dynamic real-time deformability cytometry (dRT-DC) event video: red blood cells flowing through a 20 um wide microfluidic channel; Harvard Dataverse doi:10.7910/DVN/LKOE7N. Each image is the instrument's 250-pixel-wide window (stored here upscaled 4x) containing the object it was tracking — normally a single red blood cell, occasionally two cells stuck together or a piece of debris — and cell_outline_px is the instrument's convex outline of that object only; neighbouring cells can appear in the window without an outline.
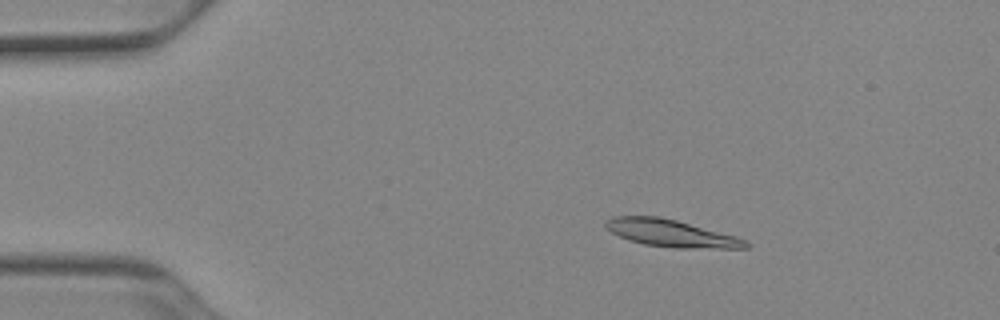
{"species": "Egyptian fruit bat (a non-hibernating species)", "species_latin": "Rousettus aegyptiacus", "temperature_condition": "cold", "stored_images_in_passage": 52, "camera_frame_rate_fps": 3000, "um_per_image_px": 0.085, "animal": {"sex": "female"}, "frame": {"image": 1, "passage_image": 9, "time_ms": 2.667, "image_size_px": [1000, 320], "cell_outline_px": [[752, 244], [748, 248], [672, 248], [644, 244], [628, 240], [612, 232], [604, 224], [604, 220], [612, 216], [660, 216], [676, 220], [736, 236]], "centroid_in_image_um": [57.03, 19.82], "position_along_channel_um": 28.0, "area_um2": 22.2}}
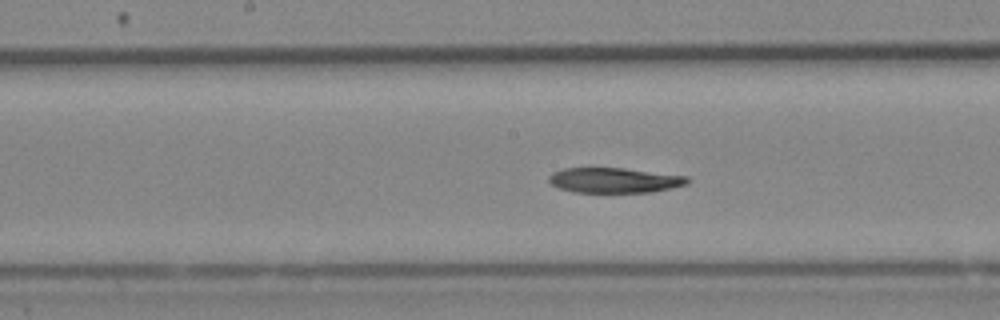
{"frame": {"image": 2, "passage_image": 27, "time_ms": 8.667, "image_size_px": [1000, 320], "cell_outline_px": [[692, 180], [688, 184], [672, 188], [652, 192], [576, 192], [560, 188], [552, 184], [548, 180], [548, 176], [552, 172], [564, 168], [624, 168], [688, 176]], "centroid_in_image_um": [52.27, 15.32], "position_along_channel_um": 195.9, "area_um2": 20.35}}
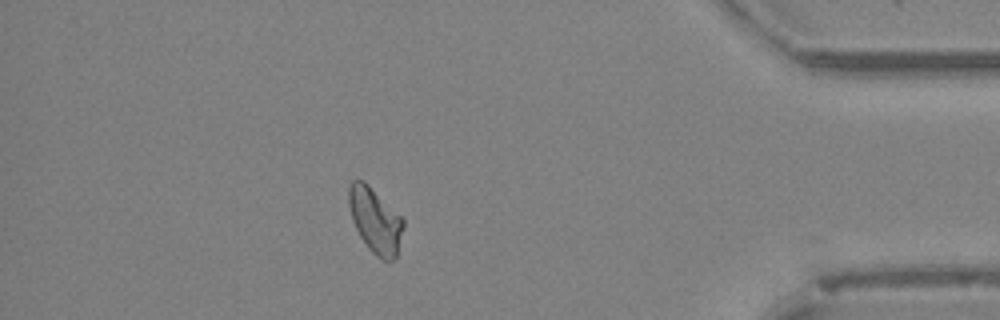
{"frame": {"image": 3, "passage_image": 46, "time_ms": 15.0, "image_size_px": [1000, 320], "cell_outline_px": [[404, 224], [396, 256], [392, 260], [380, 260], [368, 248], [360, 236], [352, 220], [348, 204], [348, 188], [352, 180], [364, 180], [404, 220]], "centroid_in_image_um": [31.86, 18.73], "position_along_channel_um": 403.3, "area_um2": 20.46}, "authors_computed_cell_mechanics": {"area_um2": 21.6461, "velocity_mm_per_s": 3.899, "shape_relaxation_time_tau1_ms": 9.2569, "shape_relaxation_time_tau2_ms": null, "deformation_change_tau1": 0.1968, "deformation_change_tau2": null}}